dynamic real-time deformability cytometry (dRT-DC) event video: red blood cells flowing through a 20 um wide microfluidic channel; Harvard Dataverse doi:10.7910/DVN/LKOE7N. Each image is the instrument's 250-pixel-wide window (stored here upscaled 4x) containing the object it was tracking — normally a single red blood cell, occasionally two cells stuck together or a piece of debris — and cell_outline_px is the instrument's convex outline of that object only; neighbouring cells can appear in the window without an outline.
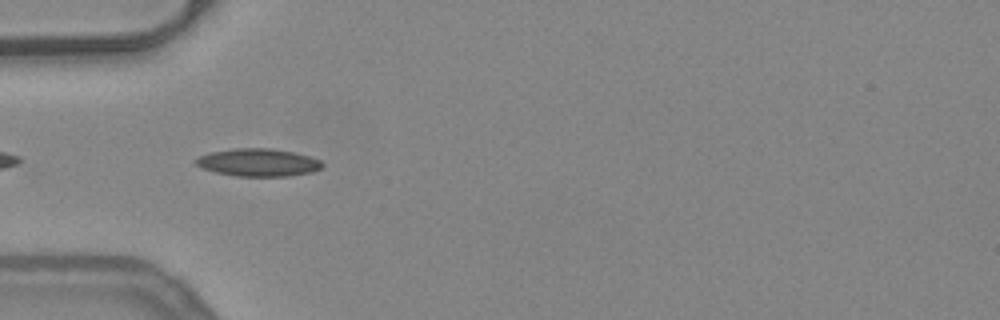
{"species": "common noctule bat (a hibernating species)", "species_latin": "Nyctalus noctula", "temperature_condition": "warm", "stored_images_in_passage": 9, "camera_frame_rate_fps": 3000, "um_per_image_px": 0.085, "animal": {"sex": "female", "body_mass_g": 24.6, "forearm_length_mm": 56.2}, "frame": {"image": 1, "passage_image": 3, "time_ms": 0.667, "image_size_px": [1000, 320], "cell_outline_px": [[324, 164], [320, 168], [312, 172], [288, 176], [236, 176], [216, 172], [200, 168], [192, 160], [200, 156], [212, 152], [232, 148], [272, 148], [292, 152], [308, 156], [320, 160]], "centroid_in_image_um": [21.91, 13.81], "position_along_channel_um": 63.1, "area_um2": 20.4}}